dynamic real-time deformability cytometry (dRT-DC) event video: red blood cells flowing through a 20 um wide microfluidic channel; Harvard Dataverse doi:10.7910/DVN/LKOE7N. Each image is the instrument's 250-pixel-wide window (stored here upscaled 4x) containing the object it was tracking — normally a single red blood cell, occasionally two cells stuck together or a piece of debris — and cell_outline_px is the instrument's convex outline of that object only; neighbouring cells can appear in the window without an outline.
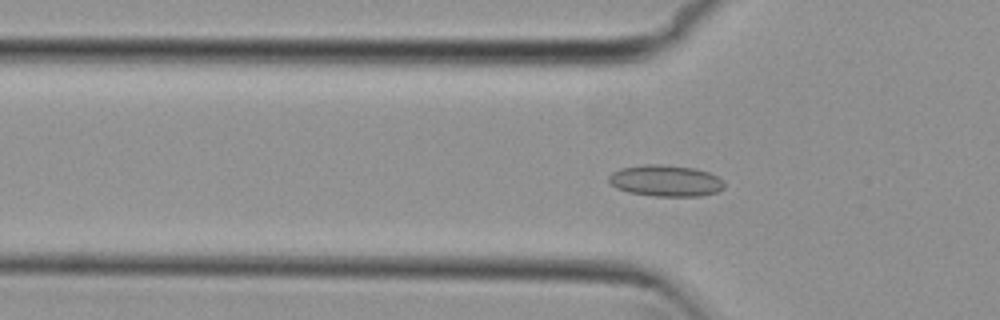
{"species": "common noctule bat (a hibernating species)", "species_latin": "Nyctalus noctula", "temperature_condition": "cold", "stored_images_in_passage": 54, "camera_frame_rate_fps": 3000, "um_per_image_px": 0.085, "animal": {"sex": "female", "body_mass_g": 29.2, "forearm_length_mm": 56.3}, "frame": {"image": 1, "passage_image": 17, "time_ms": 5.333, "image_size_px": [1000, 320], "cell_outline_px": [[724, 188], [716, 192], [700, 196], [656, 196], [628, 192], [616, 188], [608, 180], [608, 176], [612, 172], [620, 168], [644, 164], [664, 164], [696, 168], [708, 172], [724, 180]], "centroid_in_image_um": [56.58, 15.35], "position_along_channel_um": 69.2, "area_um2": 21.27}}
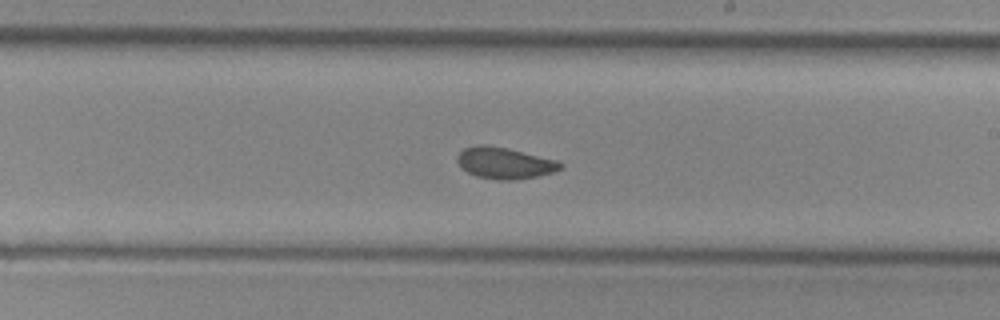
{"frame": {"image": 2, "passage_image": 31, "time_ms": 10.0, "image_size_px": [1000, 320], "cell_outline_px": [[564, 168], [556, 172], [516, 180], [496, 180], [476, 176], [460, 168], [456, 160], [456, 156], [464, 148], [476, 144], [484, 144], [508, 148], [556, 160], [564, 164]], "centroid_in_image_um": [42.88, 13.86], "position_along_channel_um": 246.1, "area_um2": 19.19}}
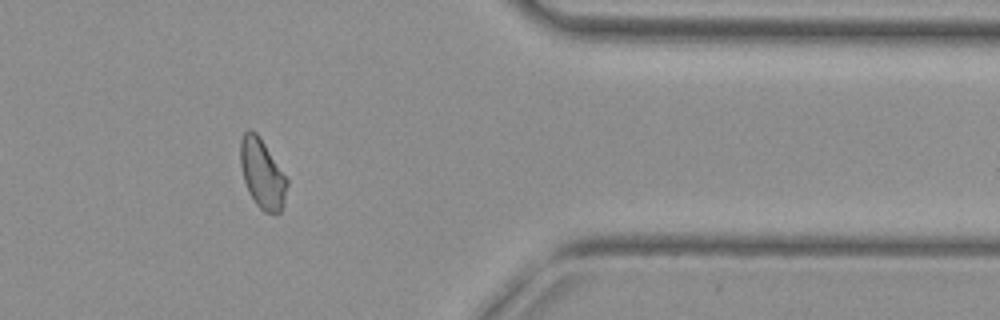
{"frame": {"image": 3, "passage_image": 44, "time_ms": 14.333, "image_size_px": [1000, 320], "cell_outline_px": [[288, 184], [284, 204], [280, 212], [276, 216], [264, 212], [256, 204], [248, 192], [244, 180], [240, 164], [240, 140], [244, 132], [248, 128], [256, 132], [260, 136], [288, 180]], "centroid_in_image_um": [22.29, 14.78], "position_along_channel_um": 389.1, "area_um2": 19.13}, "authors_computed_cell_mechanics": {"area_um2": 19.1029, "velocity_mm_per_s": 3.7932, "shape_relaxation_time_tau1_ms": null, "shape_relaxation_time_tau2_ms": 2.6261, "deformation_change_tau1": null, "deformation_change_tau2": 0.0554}}